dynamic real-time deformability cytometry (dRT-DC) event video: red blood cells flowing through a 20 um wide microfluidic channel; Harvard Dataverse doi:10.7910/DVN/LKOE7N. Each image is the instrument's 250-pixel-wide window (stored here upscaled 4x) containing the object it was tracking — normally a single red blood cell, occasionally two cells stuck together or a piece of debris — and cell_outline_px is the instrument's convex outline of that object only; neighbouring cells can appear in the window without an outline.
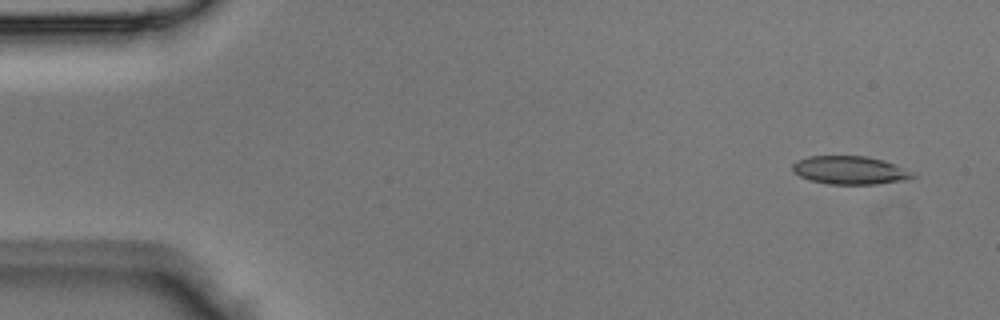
{"species": "Egyptian fruit bat (a non-hibernating species)", "species_latin": "Rousettus aegyptiacus", "temperature_condition": "room temperature", "stored_images_in_passage": 3, "camera_frame_rate_fps": 3000, "um_per_image_px": 0.085, "animal": {"sex": "male"}, "frame": {"image": 1, "passage_image": 1, "time_ms": 0.0, "image_size_px": [1000, 320], "cell_outline_px": [[916, 176], [904, 180], [876, 184], [828, 184], [812, 180], [800, 176], [792, 172], [792, 164], [796, 160], [808, 156], [868, 156], [884, 160]], "centroid_in_image_um": [72.15, 14.46], "position_along_channel_um": 12.9, "area_um2": 19.48}}